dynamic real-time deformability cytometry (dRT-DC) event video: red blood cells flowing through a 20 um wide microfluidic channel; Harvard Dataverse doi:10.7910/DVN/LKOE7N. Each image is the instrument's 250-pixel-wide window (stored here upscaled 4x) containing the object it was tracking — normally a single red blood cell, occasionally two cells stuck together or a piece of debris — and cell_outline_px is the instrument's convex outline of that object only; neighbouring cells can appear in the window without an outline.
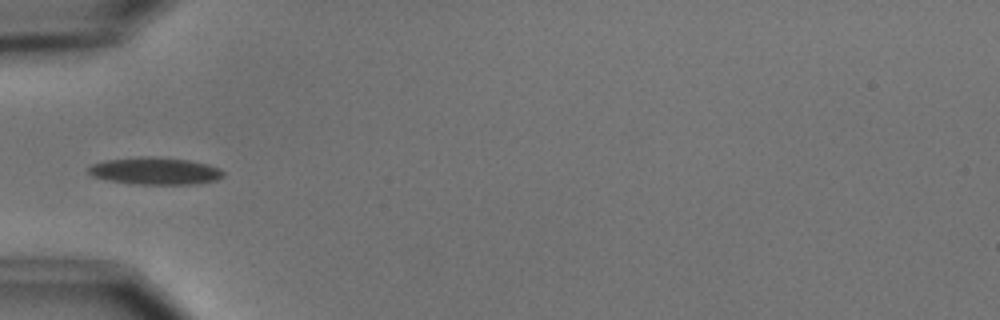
{"species": "common noctule bat (a hibernating species)", "species_latin": "Nyctalus noctula", "temperature_condition": "cold", "stored_images_in_passage": 8, "camera_frame_rate_fps": 3000, "um_per_image_px": 0.085, "animal": {"sex": "male", "body_mass_g": 15.6}, "frame": {"image": 1, "passage_image": 6, "time_ms": 6.0, "image_size_px": [1000, 320], "cell_outline_px": [[224, 176], [216, 180], [192, 184], [132, 184], [108, 180], [92, 176], [88, 172], [88, 168], [92, 164], [104, 160], [140, 156], [152, 156], [188, 160], [208, 164], [220, 168], [224, 172]], "centroid_in_image_um": [13.17, 14.52], "position_along_channel_um": 71.8, "area_um2": 21.5}}
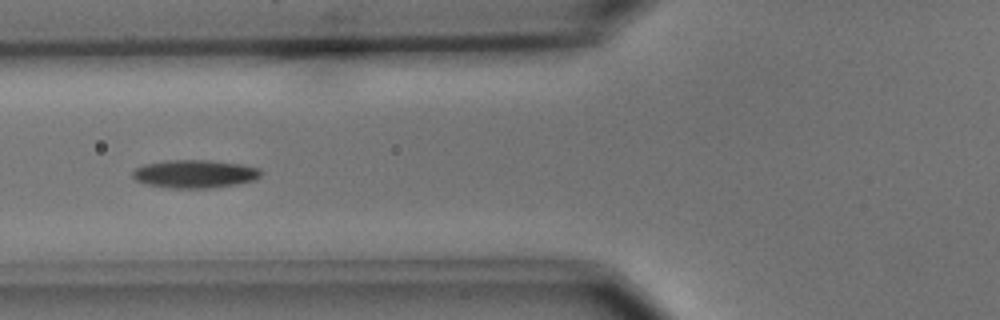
{"frame": {"image": 2, "passage_image": 7, "time_ms": 7.0, "image_size_px": [1000, 320], "cell_outline_px": [[264, 172], [256, 180], [240, 184], [212, 188], [168, 188], [148, 184], [136, 180], [132, 176], [132, 172], [136, 168], [144, 164], [168, 160], [212, 160], [240, 164], [260, 168]], "centroid_in_image_um": [16.61, 14.78], "position_along_channel_um": 109.2, "area_um2": 21.27}}
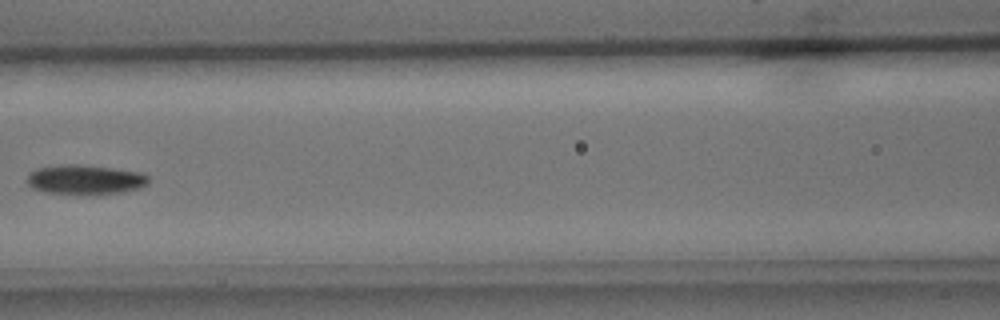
{"frame": {"image": 3, "passage_image": 8, "time_ms": 8.333, "image_size_px": [1000, 320], "cell_outline_px": [[148, 184], [140, 188], [124, 192], [96, 196], [80, 196], [44, 192], [32, 188], [28, 184], [28, 176], [36, 168], [64, 164], [80, 164], [144, 172], [148, 176]], "centroid_in_image_um": [7.28, 15.3], "position_along_channel_um": 159.3, "area_um2": 21.73}}